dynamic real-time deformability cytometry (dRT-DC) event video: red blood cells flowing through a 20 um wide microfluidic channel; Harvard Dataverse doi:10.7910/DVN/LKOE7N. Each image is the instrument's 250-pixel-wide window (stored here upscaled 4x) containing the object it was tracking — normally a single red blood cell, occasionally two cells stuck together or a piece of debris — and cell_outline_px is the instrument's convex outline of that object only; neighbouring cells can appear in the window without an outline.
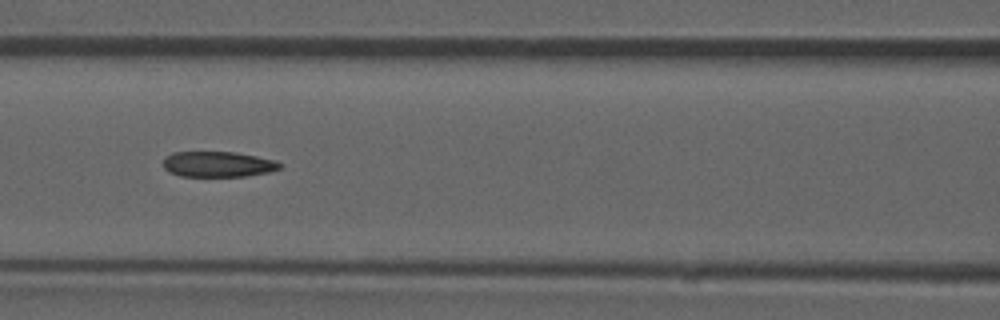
{"species": "common noctule bat (a hibernating species)", "species_latin": "Nyctalus noctula", "temperature_condition": "room temperature", "stored_images_in_passage": 52, "camera_frame_rate_fps": 3000, "um_per_image_px": 0.085, "animal": {"sex": "male", "forearm_length_mm": 52.5}, "frame": {"image": 1, "passage_image": 23, "time_ms": 7.333, "image_size_px": [1000, 320], "cell_outline_px": [[284, 164], [280, 168], [268, 172], [244, 176], [180, 176], [168, 172], [164, 168], [164, 156], [172, 152], [236, 152], [276, 160]], "centroid_in_image_um": [18.52, 13.95], "position_along_channel_um": 148.1, "area_um2": 17.46}, "authors_computed_cell_mechanics": {"area_um2": 18.6983, "velocity_mm_per_s": 3.9246, "shape_relaxation_time_tau1_ms": null, "shape_relaxation_time_tau2_ms": 2.2255, "deformation_change_tau1": null, "deformation_change_tau2": 0.0932}}